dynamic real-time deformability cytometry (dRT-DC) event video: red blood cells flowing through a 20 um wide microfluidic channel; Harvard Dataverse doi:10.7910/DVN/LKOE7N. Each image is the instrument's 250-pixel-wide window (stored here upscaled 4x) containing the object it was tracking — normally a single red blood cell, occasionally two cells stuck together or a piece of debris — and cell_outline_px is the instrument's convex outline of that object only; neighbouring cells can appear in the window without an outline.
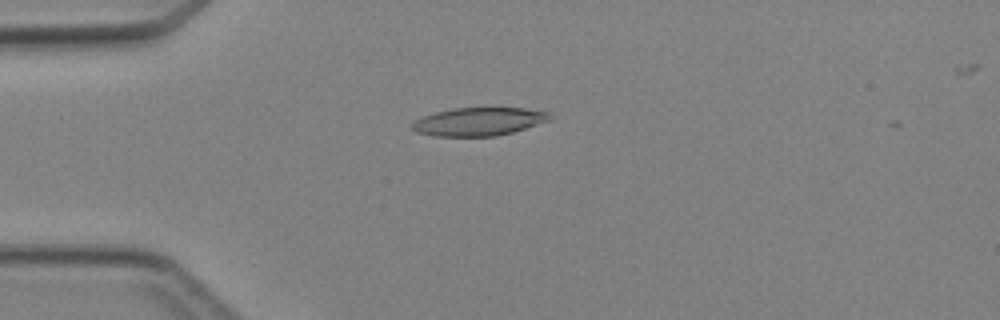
{"species": "Egyptian fruit bat (a non-hibernating species)", "species_latin": "Rousettus aegyptiacus", "temperature_condition": "cold", "stored_images_in_passage": 4, "camera_frame_rate_fps": 3000, "um_per_image_px": 0.085, "animal": {"sex": "female"}, "frame": {"image": 1, "passage_image": 3, "time_ms": 2.333, "image_size_px": [1000, 320], "cell_outline_px": [[552, 120], [512, 132], [496, 136], [436, 136], [416, 132], [412, 128], [412, 124], [416, 120], [424, 116], [436, 112], [452, 108], [524, 108], [548, 112], [552, 116]], "centroid_in_image_um": [40.73, 10.33], "position_along_channel_um": 44.3, "area_um2": 22.48}}